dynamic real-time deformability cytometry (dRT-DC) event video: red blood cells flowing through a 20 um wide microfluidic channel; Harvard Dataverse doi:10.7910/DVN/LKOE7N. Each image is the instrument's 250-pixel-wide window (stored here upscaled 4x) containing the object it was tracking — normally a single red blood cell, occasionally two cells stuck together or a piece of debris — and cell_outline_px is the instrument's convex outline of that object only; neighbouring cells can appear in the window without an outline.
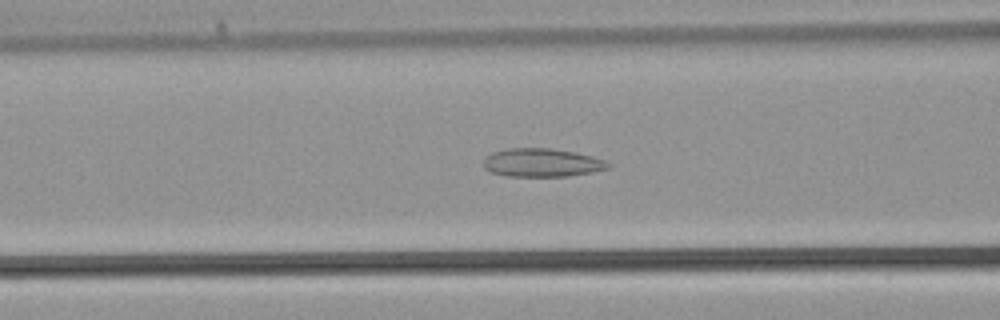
{"species": "common noctule bat (a hibernating species)", "species_latin": "Nyctalus noctula", "temperature_condition": "warm", "stored_images_in_passage": 33, "camera_frame_rate_fps": 3000, "um_per_image_px": 0.085, "animal": {"sex": "male", "body_mass_g": 21.5, "forearm_length_mm": 52.0}, "frame": {"image": 1, "passage_image": 9, "time_ms": 2.667, "image_size_px": [1000, 320], "cell_outline_px": [[612, 164], [608, 168], [592, 172], [568, 176], [508, 176], [488, 172], [484, 168], [484, 160], [492, 152], [508, 148], [548, 148], [576, 152], [592, 156], [604, 160]], "centroid_in_image_um": [46.06, 13.83], "position_along_channel_um": 120.5, "area_um2": 20.63}}
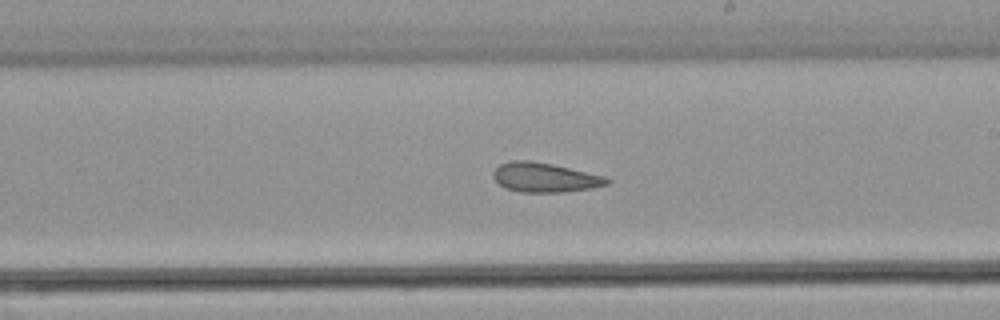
{"frame": {"image": 2, "passage_image": 16, "time_ms": 5.0, "image_size_px": [1000, 320], "cell_outline_px": [[612, 180], [608, 184], [592, 188], [564, 192], [520, 192], [508, 188], [500, 184], [492, 176], [492, 172], [500, 164], [512, 160], [528, 160], [552, 164], [604, 176]], "centroid_in_image_um": [46.31, 15.08], "position_along_channel_um": 242.7, "area_um2": 19.36}}
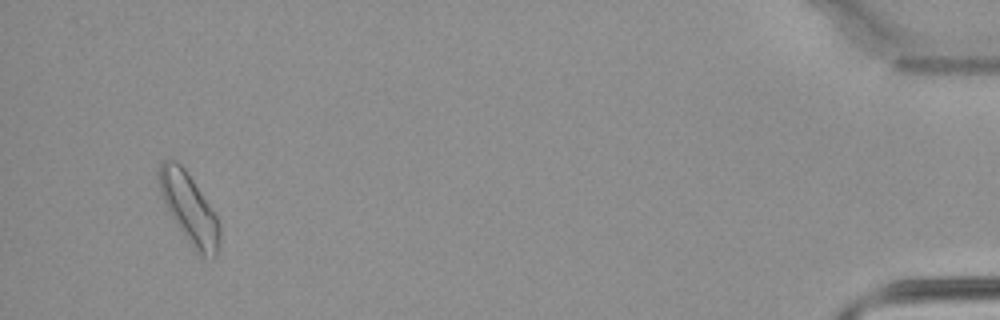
{"frame": {"image": 3, "passage_image": 31, "time_ms": 10.0, "image_size_px": [1000, 320], "cell_outline_px": [[220, 240], [216, 252], [212, 260], [200, 260], [192, 248], [172, 216], [160, 192], [160, 164], [164, 160], [176, 160], [184, 168], [216, 216], [220, 224]], "centroid_in_image_um": [16.13, 17.83], "position_along_channel_um": 419.1, "area_um2": 24.16}}